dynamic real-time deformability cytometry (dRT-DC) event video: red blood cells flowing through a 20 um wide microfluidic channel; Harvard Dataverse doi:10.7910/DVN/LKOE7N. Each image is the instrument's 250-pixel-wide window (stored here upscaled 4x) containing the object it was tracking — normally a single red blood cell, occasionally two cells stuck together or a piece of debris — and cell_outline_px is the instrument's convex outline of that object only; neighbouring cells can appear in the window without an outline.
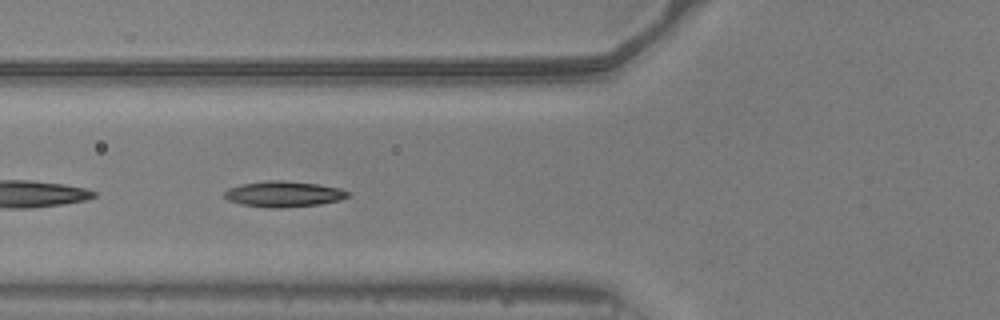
{"species": "common noctule bat (a hibernating species)", "species_latin": "Nyctalus noctula", "temperature_condition": "warm", "stored_images_in_passage": 43, "camera_frame_rate_fps": 3000, "um_per_image_px": 0.085, "animal": {"sex": "male", "body_mass_g": 20.5, "forearm_length_mm": 52.5}, "frame": {"image": 1, "passage_image": 10, "time_ms": 3.0, "image_size_px": [1000, 320], "cell_outline_px": [[348, 196], [340, 200], [320, 204], [280, 208], [276, 208], [240, 204], [228, 200], [224, 196], [224, 192], [228, 188], [240, 184], [268, 180], [280, 180], [316, 184], [340, 188], [348, 192]], "centroid_in_image_um": [24.08, 16.49], "position_along_channel_um": 101.7, "area_um2": 18.38}}
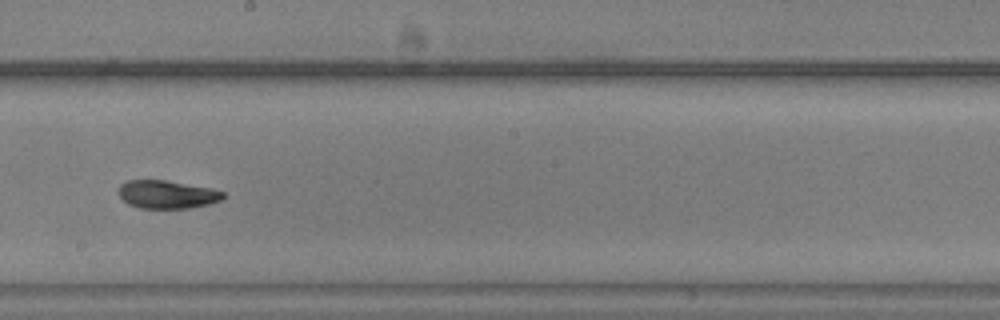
{"frame": {"image": 2, "passage_image": 20, "time_ms": 6.333, "image_size_px": [1000, 320], "cell_outline_px": [[224, 196], [220, 200], [208, 204], [188, 208], [140, 208], [128, 204], [120, 196], [120, 184], [128, 180], [164, 180], [212, 188], [224, 192]], "centroid_in_image_um": [14.2, 16.52], "position_along_channel_um": 234.0, "area_um2": 16.94}}
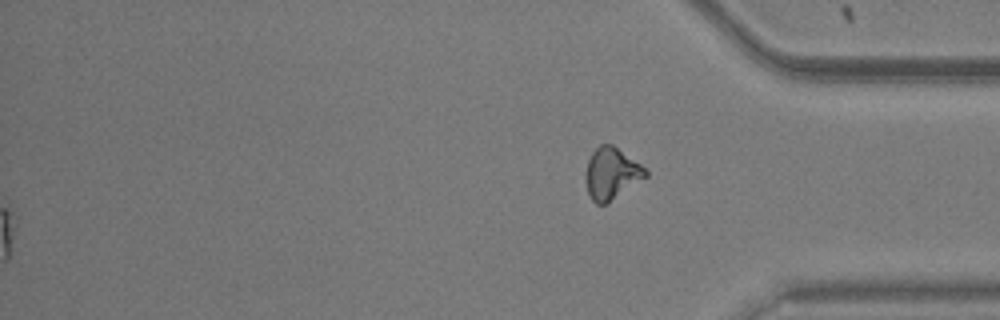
{"frame": {"image": 3, "passage_image": 43, "time_ms": 14.0, "image_size_px": [1000, 320], "cell_outline_px": [[648, 176], [608, 204], [596, 204], [592, 200], [588, 192], [584, 176], [588, 160], [592, 152], [600, 144], [612, 144], [640, 164], [648, 172]], "centroid_in_image_um": [51.96, 14.77], "position_along_channel_um": 383.2, "area_um2": 18.15}, "authors_computed_cell_mechanics": {"area_um2": 17.918, "velocity_mm_per_s": 3.9498, "shape_relaxation_time_tau1_ms": 3.9368, "shape_relaxation_time_tau2_ms": 3.2392, "deformation_change_tau1": 0.1573, "deformation_change_tau2": 0.1026}}